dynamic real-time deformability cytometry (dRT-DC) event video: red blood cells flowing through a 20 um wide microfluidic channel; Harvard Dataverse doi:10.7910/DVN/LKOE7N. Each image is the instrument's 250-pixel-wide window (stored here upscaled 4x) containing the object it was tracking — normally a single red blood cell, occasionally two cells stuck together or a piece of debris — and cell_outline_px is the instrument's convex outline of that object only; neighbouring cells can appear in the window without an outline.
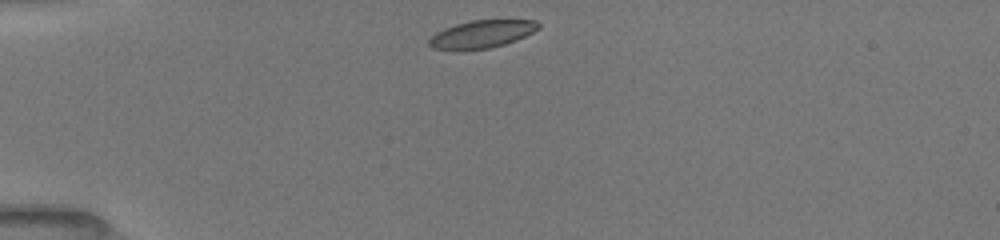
{"species": "common noctule bat (a hibernating species)", "species_latin": "Nyctalus noctula", "temperature_condition": "room temperature", "stored_images_in_passage": 24, "camera_frame_rate_fps": 3000, "um_per_image_px": 0.085, "animal": {"sex": "female", "body_mass_g": 19.5, "forearm_length_mm": 54.1}, "frame": {"image": 1, "passage_image": 1, "time_ms": 0.0, "image_size_px": [1000, 240], "cell_outline_px": [[540, 28], [516, 40], [504, 44], [488, 48], [460, 52], [432, 48], [428, 44], [428, 40], [436, 32], [444, 28], [456, 24], [472, 20], [536, 20], [540, 24]], "centroid_in_image_um": [40.9, 2.92], "position_along_channel_um": 44.1, "area_um2": 17.92}}
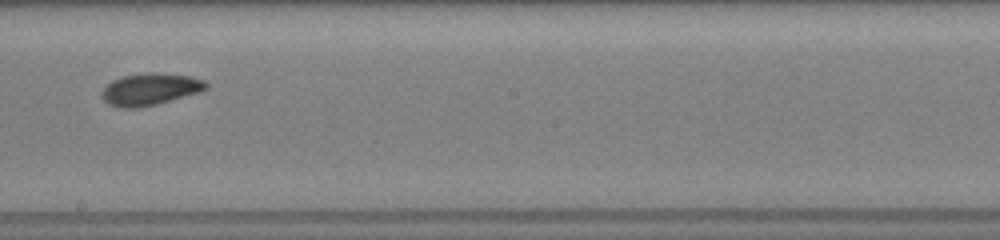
{"frame": {"image": 2, "passage_image": 14, "time_ms": 5.667, "image_size_px": [1000, 240], "cell_outline_px": [[208, 88], [200, 92], [156, 104], [136, 108], [120, 108], [108, 104], [100, 96], [100, 92], [112, 80], [124, 76], [148, 72], [156, 72], [192, 76], [204, 80], [208, 84]], "centroid_in_image_um": [12.76, 7.58], "position_along_channel_um": 235.4, "area_um2": 19.54}}
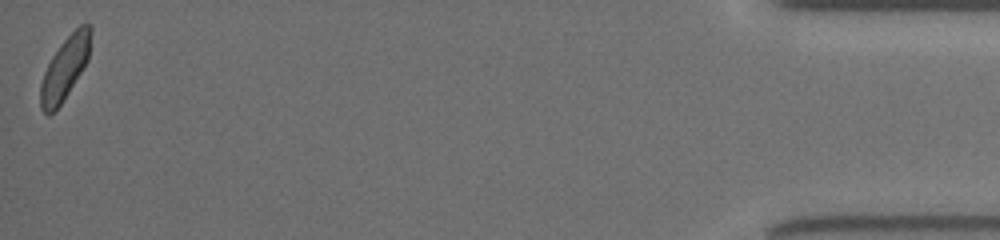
{"frame": {"image": 3, "passage_image": 24, "time_ms": 12.667, "image_size_px": [1000, 240], "cell_outline_px": [[92, 32], [88, 60], [68, 92], [60, 104], [48, 116], [40, 108], [40, 84], [44, 72], [52, 56], [60, 44], [80, 24], [88, 24], [92, 28]], "centroid_in_image_um": [5.51, 5.77], "position_along_channel_um": 429.7, "area_um2": 18.09}, "authors_computed_cell_mechanics": {"area_um2": 18.6983, "velocity_mm_per_s": 3.9756, "shape_relaxation_time_tau1_ms": 2.6205, "shape_relaxation_time_tau2_ms": null, "deformation_change_tau1": 0.0843, "deformation_change_tau2": null}}